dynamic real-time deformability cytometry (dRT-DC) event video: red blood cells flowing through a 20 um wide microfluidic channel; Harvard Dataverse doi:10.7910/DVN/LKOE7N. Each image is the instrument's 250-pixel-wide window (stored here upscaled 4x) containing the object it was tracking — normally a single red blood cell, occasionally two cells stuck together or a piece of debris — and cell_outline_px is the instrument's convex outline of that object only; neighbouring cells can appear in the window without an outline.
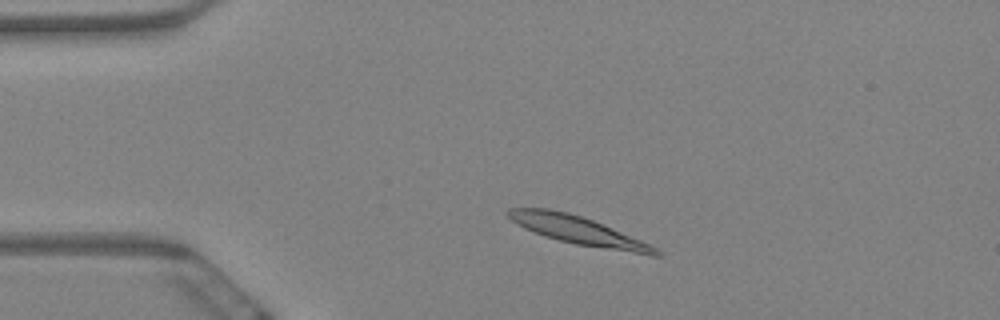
{"species": "Egyptian fruit bat (a non-hibernating species)", "species_latin": "Rousettus aegyptiacus", "temperature_condition": "warm", "stored_images_in_passage": 4, "camera_frame_rate_fps": 3000, "um_per_image_px": 0.085, "animal": {"sex": "female"}, "frame": {"image": 1, "passage_image": 2, "time_ms": 0.333, "image_size_px": [1000, 320], "cell_outline_px": [[664, 256], [652, 256], [576, 244], [560, 240], [524, 228], [516, 224], [504, 212], [508, 208], [548, 208], [568, 212], [592, 220], [640, 240], [664, 252]], "centroid_in_image_um": [49.16, 19.59], "position_along_channel_um": 35.8, "area_um2": 23.87}}